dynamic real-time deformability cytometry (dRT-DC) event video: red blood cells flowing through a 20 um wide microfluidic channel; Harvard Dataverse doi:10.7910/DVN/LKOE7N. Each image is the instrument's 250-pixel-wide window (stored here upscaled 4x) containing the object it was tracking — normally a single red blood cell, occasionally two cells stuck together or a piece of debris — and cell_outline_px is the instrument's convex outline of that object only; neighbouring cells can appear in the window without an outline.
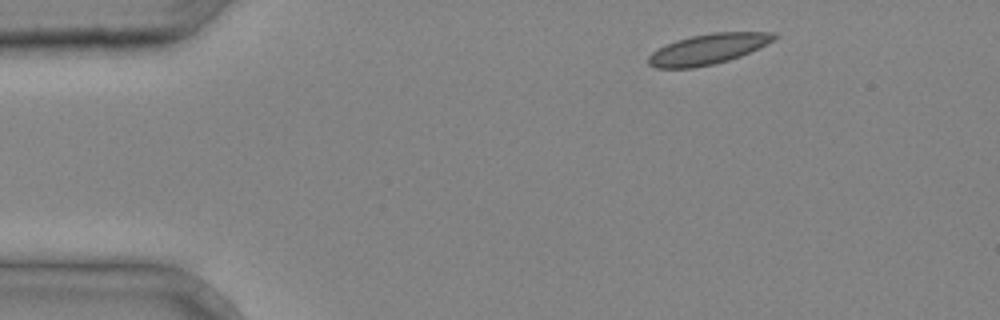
{"species": "common noctule bat (a hibernating species)", "species_latin": "Nyctalus noctula", "temperature_condition": "cold", "stored_images_in_passage": 3, "camera_frame_rate_fps": 3000, "um_per_image_px": 0.085, "animal": {"sex": "male", "body_mass_g": 20.4}, "frame": {"image": 1, "passage_image": 1, "time_ms": 0.0, "image_size_px": [1000, 320], "cell_outline_px": [[780, 36], [740, 56], [728, 60], [712, 64], [692, 68], [656, 68], [648, 64], [648, 56], [652, 52], [676, 40], [692, 36], [712, 32], [776, 32]], "centroid_in_image_um": [60.16, 4.17], "position_along_channel_um": 24.8, "area_um2": 21.91}}
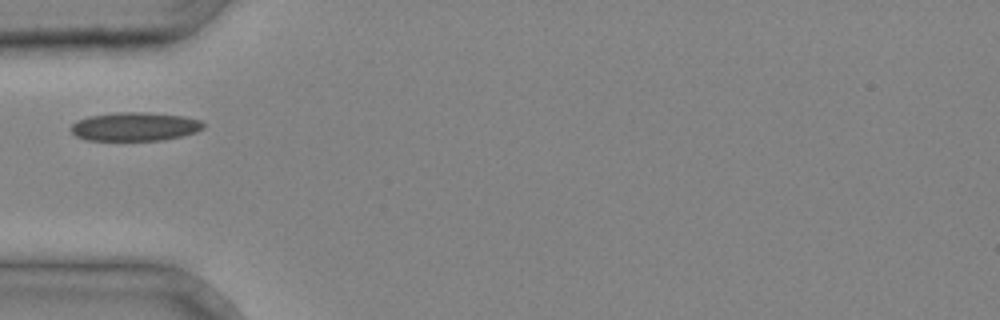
{"frame": {"image": 2, "passage_image": 3, "time_ms": 0.667, "image_size_px": [1000, 320], "cell_outline_px": [[204, 128], [196, 132], [164, 140], [84, 140], [76, 136], [68, 128], [76, 120], [88, 116], [116, 112], [148, 112], [184, 116], [200, 120], [204, 124]], "centroid_in_image_um": [11.43, 10.75], "position_along_channel_um": 73.6, "area_um2": 22.31}}